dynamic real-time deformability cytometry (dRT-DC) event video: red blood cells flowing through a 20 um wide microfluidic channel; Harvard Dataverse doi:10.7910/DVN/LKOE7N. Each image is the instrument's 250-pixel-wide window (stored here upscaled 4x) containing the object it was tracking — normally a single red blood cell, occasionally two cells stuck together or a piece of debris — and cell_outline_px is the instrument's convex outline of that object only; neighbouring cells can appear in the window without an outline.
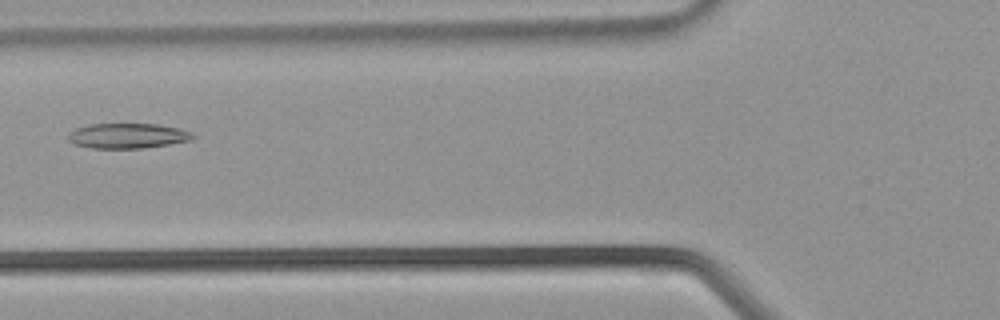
{"species": "common noctule bat (a hibernating species)", "species_latin": "Nyctalus noctula", "temperature_condition": "warm", "stored_images_in_passage": 26, "camera_frame_rate_fps": 3000, "um_per_image_px": 0.085, "animal": {"sex": "male", "body_mass_g": 21.5, "forearm_length_mm": 52.0}, "frame": {"image": 1, "passage_image": 3, "time_ms": 0.667, "image_size_px": [1000, 320], "cell_outline_px": [[196, 136], [192, 140], [144, 148], [92, 148], [72, 144], [68, 140], [68, 132], [76, 128], [88, 124], [156, 124], [180, 128], [192, 132]], "centroid_in_image_um": [10.84, 11.54], "position_along_channel_um": 115.0, "area_um2": 18.38}}
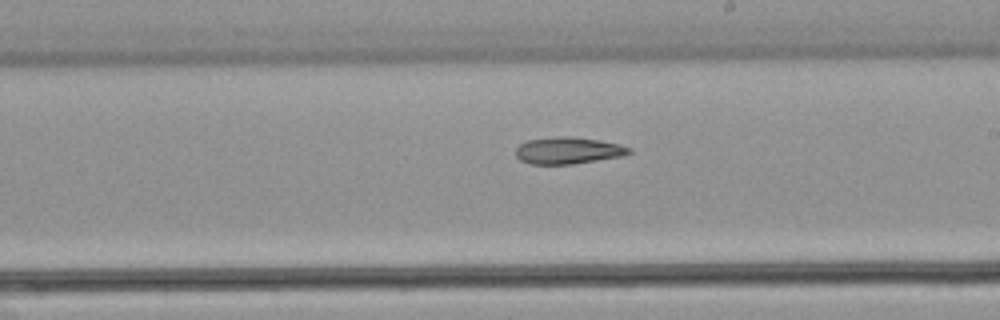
{"frame": {"image": 2, "passage_image": 10, "time_ms": 3.0, "image_size_px": [1000, 320], "cell_outline_px": [[632, 152], [624, 156], [572, 164], [532, 164], [520, 160], [516, 156], [516, 148], [520, 144], [528, 140], [556, 136], [572, 136], [600, 140], [620, 144], [632, 148]], "centroid_in_image_um": [48.32, 12.79], "position_along_channel_um": 240.7, "area_um2": 17.86}}
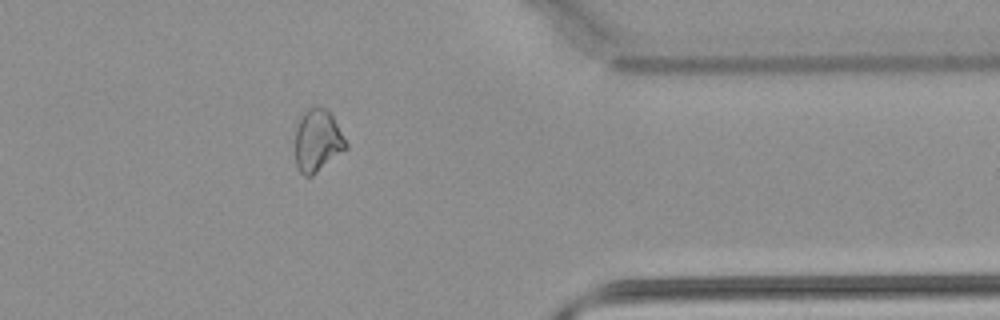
{"frame": {"image": 3, "passage_image": 19, "time_ms": 6.0, "image_size_px": [1000, 320], "cell_outline_px": [[348, 148], [312, 176], [304, 176], [300, 172], [296, 164], [296, 128], [300, 116], [308, 108], [316, 104], [324, 108], [332, 116], [348, 144]], "centroid_in_image_um": [26.99, 11.95], "position_along_channel_um": 384.4, "area_um2": 18.44}}